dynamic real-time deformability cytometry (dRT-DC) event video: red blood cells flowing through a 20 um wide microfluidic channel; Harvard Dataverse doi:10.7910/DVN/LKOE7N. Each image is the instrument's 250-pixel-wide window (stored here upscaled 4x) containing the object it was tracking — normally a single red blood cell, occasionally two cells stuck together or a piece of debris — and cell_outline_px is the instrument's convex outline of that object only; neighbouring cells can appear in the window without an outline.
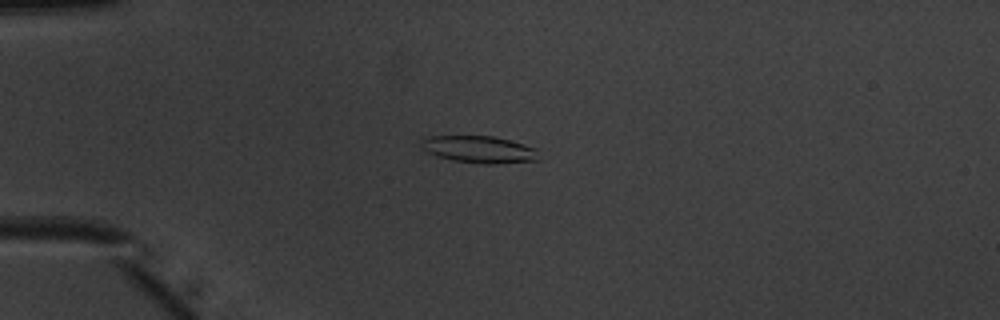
{"species": "common noctule bat (a hibernating species)", "species_latin": "Nyctalus noctula", "temperature_condition": "warm", "stored_images_in_passage": 40, "camera_frame_rate_fps": 3000, "um_per_image_px": 0.085, "animal": {"sex": "male", "body_mass_g": 20.1, "forearm_length_mm": 53.5}, "frame": {"image": 1, "passage_image": 3, "time_ms": 0.667, "image_size_px": [1000, 320], "cell_outline_px": [[540, 160], [496, 164], [484, 164], [452, 160], [428, 152], [420, 148], [420, 136], [492, 136], [508, 140], [536, 148]], "centroid_in_image_um": [40.69, 12.7], "position_along_channel_um": 44.3, "area_um2": 18.61}}
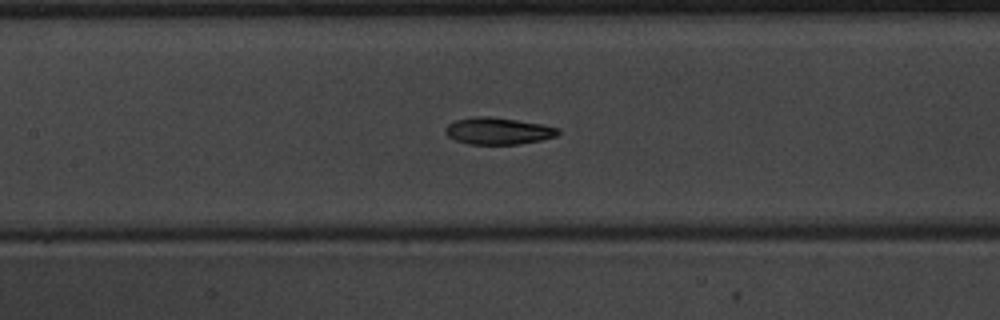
{"frame": {"image": 2, "passage_image": 14, "time_ms": 4.333, "image_size_px": [1000, 320], "cell_outline_px": [[560, 132], [556, 136], [540, 140], [516, 144], [468, 144], [456, 140], [448, 136], [444, 132], [444, 128], [448, 124], [456, 120], [476, 116], [488, 116], [516, 120], [540, 124], [560, 128]], "centroid_in_image_um": [42.31, 11.13], "position_along_channel_um": 165.1, "area_um2": 17.51}}
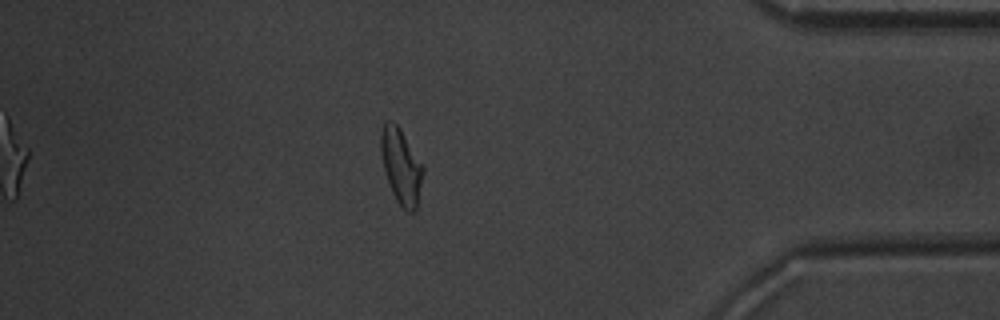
{"frame": {"image": 3, "passage_image": 34, "time_ms": 11.0, "image_size_px": [1000, 320], "cell_outline_px": [[424, 172], [416, 212], [408, 212], [396, 200], [388, 184], [380, 152], [380, 136], [384, 124], [388, 120], [392, 120], [400, 128], [424, 168]], "centroid_in_image_um": [34.09, 14.15], "position_along_channel_um": 401.1, "area_um2": 18.44}, "authors_computed_cell_mechanics": {"area_um2": 18.0047, "velocity_mm_per_s": 4.0324, "shape_relaxation_time_tau1_ms": 3.8526, "shape_relaxation_time_tau2_ms": 1.9354, "deformation_change_tau1": 0.1707, "deformation_change_tau2": 0.0738}}